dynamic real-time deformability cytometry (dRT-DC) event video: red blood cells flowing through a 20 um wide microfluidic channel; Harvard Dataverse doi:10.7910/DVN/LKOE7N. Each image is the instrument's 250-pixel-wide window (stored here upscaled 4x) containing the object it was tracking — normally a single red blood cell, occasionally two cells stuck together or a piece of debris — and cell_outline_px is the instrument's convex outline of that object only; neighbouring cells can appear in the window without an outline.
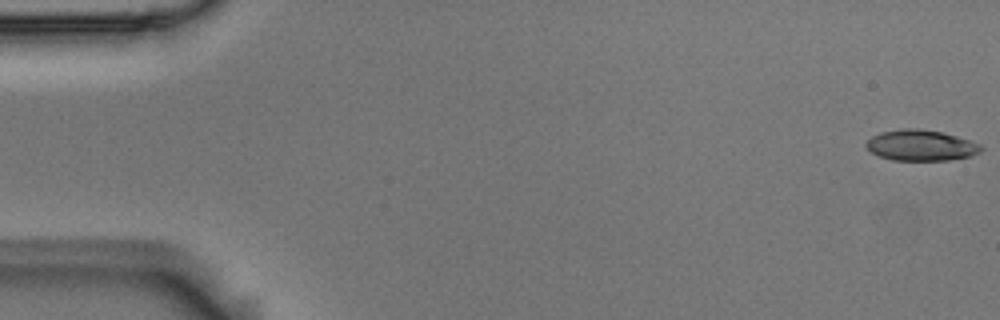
{"species": "Egyptian fruit bat (a non-hibernating species)", "species_latin": "Rousettus aegyptiacus", "temperature_condition": "room temperature", "stored_images_in_passage": 54, "camera_frame_rate_fps": 3000, "um_per_image_px": 0.085, "animal": {"sex": "male"}, "frame": {"image": 1, "passage_image": 1, "time_ms": 0.0, "image_size_px": [1000, 320], "cell_outline_px": [[984, 148], [980, 152], [972, 156], [948, 160], [892, 160], [880, 156], [872, 152], [864, 144], [872, 136], [880, 132], [900, 128], [920, 128], [944, 132], [980, 144]], "centroid_in_image_um": [78.29, 12.34], "position_along_channel_um": 6.7, "area_um2": 20.75}}
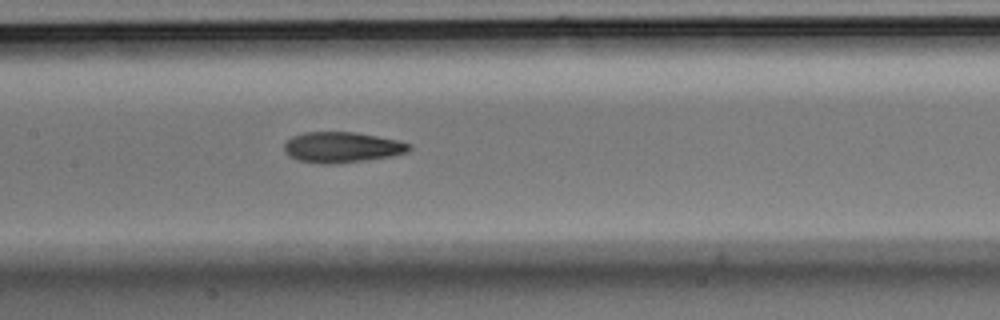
{"frame": {"image": 2, "passage_image": 26, "time_ms": 8.333, "image_size_px": [1000, 320], "cell_outline_px": [[412, 148], [408, 152], [392, 156], [336, 164], [320, 164], [296, 160], [288, 156], [284, 152], [284, 144], [292, 136], [304, 132], [356, 132], [396, 140], [412, 144]], "centroid_in_image_um": [29.04, 12.52], "position_along_channel_um": 178.4, "area_um2": 22.48}}
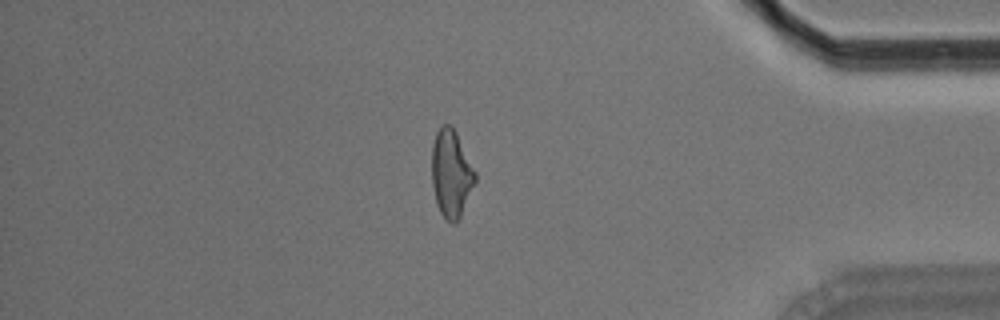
{"frame": {"image": 3, "passage_image": 46, "time_ms": 15.0, "image_size_px": [1000, 320], "cell_outline_px": [[476, 180], [460, 216], [456, 224], [452, 224], [440, 212], [436, 204], [432, 184], [432, 144], [436, 132], [444, 124], [452, 124], [476, 172]], "centroid_in_image_um": [38.34, 14.74], "position_along_channel_um": 396.9, "area_um2": 22.02}, "authors_computed_cell_mechanics": {"area_um2": 21.9929, "velocity_mm_per_s": 3.7528, "shape_relaxation_time_tau1_ms": 4.1141, "shape_relaxation_time_tau2_ms": 3.3786, "deformation_change_tau1": 0.1768, "deformation_change_tau2": 0.1327}}